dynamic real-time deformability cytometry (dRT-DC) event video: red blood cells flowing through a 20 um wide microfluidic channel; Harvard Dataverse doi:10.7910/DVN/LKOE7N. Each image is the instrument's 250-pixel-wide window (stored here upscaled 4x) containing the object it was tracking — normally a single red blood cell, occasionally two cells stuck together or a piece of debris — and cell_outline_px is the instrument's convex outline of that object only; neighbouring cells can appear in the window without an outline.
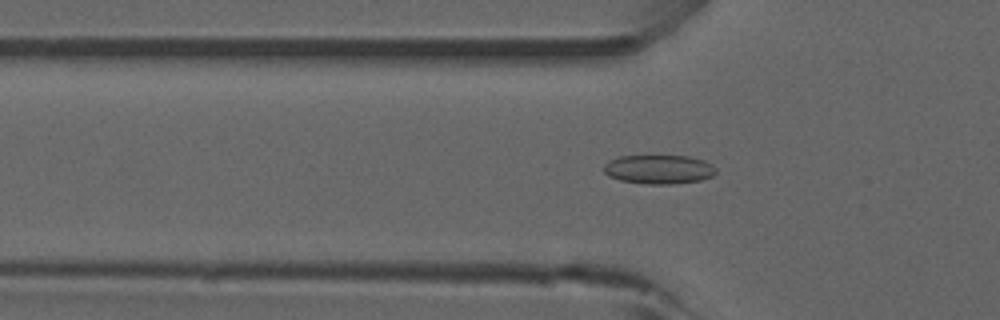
{"species": "common noctule bat (a hibernating species)", "species_latin": "Nyctalus noctula", "temperature_condition": "room temperature", "stored_images_in_passage": 52, "camera_frame_rate_fps": 3000, "um_per_image_px": 0.085, "animal": {"sex": "male", "forearm_length_mm": 52.5}, "frame": {"image": 1, "passage_image": 17, "time_ms": 5.333, "image_size_px": [1000, 320], "cell_outline_px": [[716, 172], [712, 176], [700, 180], [672, 184], [648, 184], [620, 180], [608, 176], [604, 172], [604, 164], [620, 156], [688, 156], [704, 160], [712, 164], [716, 168]], "centroid_in_image_um": [56.02, 14.4], "position_along_channel_um": 69.8, "area_um2": 18.9}}
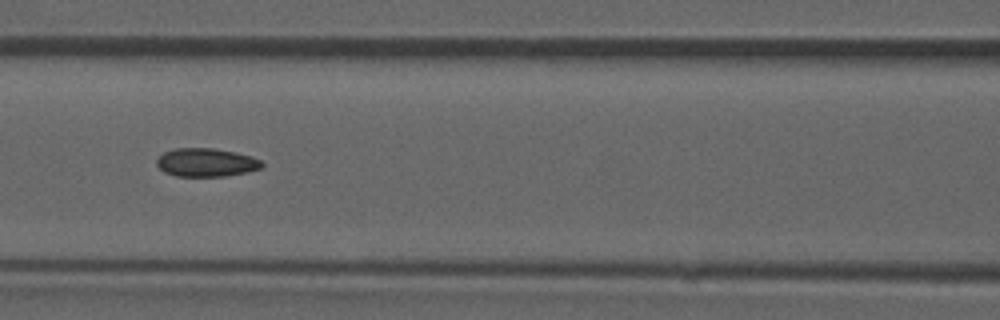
{"frame": {"image": 2, "passage_image": 23, "time_ms": 7.333, "image_size_px": [1000, 320], "cell_outline_px": [[264, 168], [248, 172], [224, 176], [176, 176], [164, 172], [156, 164], [156, 160], [164, 152], [176, 148], [212, 148], [236, 152], [252, 156], [260, 160], [264, 164]], "centroid_in_image_um": [17.56, 13.81], "position_along_channel_um": 149.0, "area_um2": 17.51}}
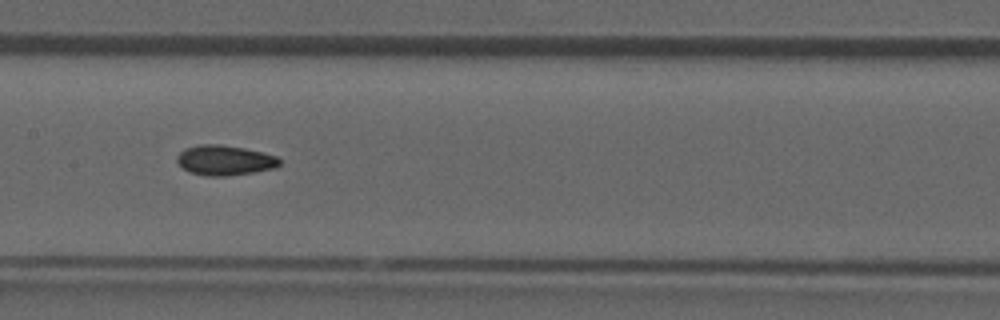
{"frame": {"image": 3, "passage_image": 26, "time_ms": 8.333, "image_size_px": [1000, 320], "cell_outline_px": [[280, 164], [276, 168], [228, 176], [208, 176], [188, 172], [176, 160], [176, 156], [184, 148], [200, 144], [220, 144], [244, 148], [276, 156], [280, 160]], "centroid_in_image_um": [19.08, 13.62], "position_along_channel_um": 188.3, "area_um2": 17.92}, "authors_computed_cell_mechanics": {"area_um2": 17.5712, "velocity_mm_per_s": 3.9256, "shape_relaxation_time_tau1_ms": null, "shape_relaxation_time_tau2_ms": 4.911, "deformation_change_tau1": null, "deformation_change_tau2": 0.0762}}